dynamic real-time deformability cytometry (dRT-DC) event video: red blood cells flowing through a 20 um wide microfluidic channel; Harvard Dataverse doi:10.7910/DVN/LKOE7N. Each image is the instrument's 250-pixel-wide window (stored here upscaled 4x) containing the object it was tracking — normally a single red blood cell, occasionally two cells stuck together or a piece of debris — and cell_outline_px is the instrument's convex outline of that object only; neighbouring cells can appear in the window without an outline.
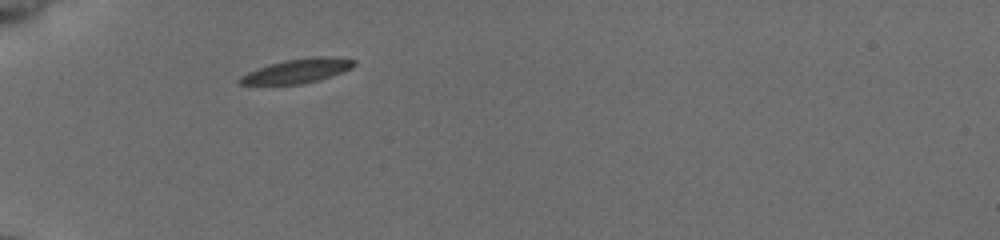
{"species": "common noctule bat (a hibernating species)", "species_latin": "Nyctalus noctula", "temperature_condition": "cold", "stored_images_in_passage": 37, "camera_frame_rate_fps": 3000, "um_per_image_px": 0.085, "animal": {"sex": "female", "body_mass_g": 19.5, "forearm_length_mm": 54.1}, "frame": {"image": 1, "passage_image": 1, "time_ms": 0.0, "image_size_px": [1000, 240], "cell_outline_px": [[356, 64], [352, 68], [316, 80], [300, 84], [240, 84], [236, 80], [240, 76], [248, 72], [268, 64], [284, 60], [312, 56], [336, 56], [356, 60]], "centroid_in_image_um": [25.27, 6.0], "position_along_channel_um": 59.7, "area_um2": 16.07}}
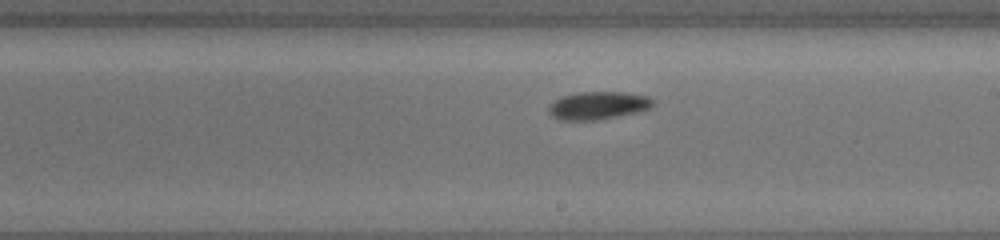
{"frame": {"image": 2, "passage_image": 16, "time_ms": 5.0, "image_size_px": [1000, 240], "cell_outline_px": [[652, 104], [648, 108], [636, 112], [596, 120], [564, 120], [552, 116], [548, 112], [548, 108], [560, 96], [576, 92], [624, 92], [648, 96], [652, 100]], "centroid_in_image_um": [50.79, 8.95], "position_along_channel_um": 238.2, "area_um2": 16.65}}
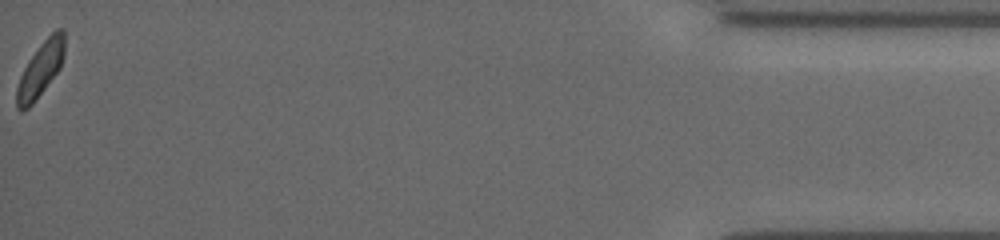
{"frame": {"image": 3, "passage_image": 37, "time_ms": 12.0, "image_size_px": [1000, 240], "cell_outline_px": [[64, 56], [60, 68], [32, 104], [28, 108], [20, 112], [16, 108], [16, 88], [20, 76], [28, 60], [40, 44], [56, 28], [64, 28]], "centroid_in_image_um": [3.43, 5.89], "position_along_channel_um": 431.8, "area_um2": 15.2}, "authors_computed_cell_mechanics": {"area_um2": 16.0106, "velocity_mm_per_s": 3.8819, "shape_relaxation_time_tau1_ms": 1.5251, "shape_relaxation_time_tau2_ms": 5.2221, "deformation_change_tau1": 0.0744, "deformation_change_tau2": 0.0646}}